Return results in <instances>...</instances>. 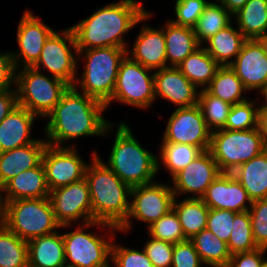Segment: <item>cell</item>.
<instances>
[{"instance_id":"6da1fadb","label":"cell","mask_w":267,"mask_h":267,"mask_svg":"<svg viewBox=\"0 0 267 267\" xmlns=\"http://www.w3.org/2000/svg\"><path fill=\"white\" fill-rule=\"evenodd\" d=\"M106 109L105 103L69 86L46 117L49 121L44 128L45 141L52 146L66 147L64 143L78 137L106 136L114 127L102 115Z\"/></svg>"},{"instance_id":"7a4b0ae2","label":"cell","mask_w":267,"mask_h":267,"mask_svg":"<svg viewBox=\"0 0 267 267\" xmlns=\"http://www.w3.org/2000/svg\"><path fill=\"white\" fill-rule=\"evenodd\" d=\"M143 6L137 0H120L107 4L80 20L71 26L77 50L101 47L128 49L124 34L153 15Z\"/></svg>"},{"instance_id":"3957f363","label":"cell","mask_w":267,"mask_h":267,"mask_svg":"<svg viewBox=\"0 0 267 267\" xmlns=\"http://www.w3.org/2000/svg\"><path fill=\"white\" fill-rule=\"evenodd\" d=\"M85 179L89 186L92 221L120 228L127 219L131 187L124 183L96 151L91 153Z\"/></svg>"},{"instance_id":"277c9868","label":"cell","mask_w":267,"mask_h":267,"mask_svg":"<svg viewBox=\"0 0 267 267\" xmlns=\"http://www.w3.org/2000/svg\"><path fill=\"white\" fill-rule=\"evenodd\" d=\"M117 126L105 164L131 188L154 182L158 175V156L142 147L127 123L121 121Z\"/></svg>"},{"instance_id":"5b68a950","label":"cell","mask_w":267,"mask_h":267,"mask_svg":"<svg viewBox=\"0 0 267 267\" xmlns=\"http://www.w3.org/2000/svg\"><path fill=\"white\" fill-rule=\"evenodd\" d=\"M127 50L119 47L77 50L78 57L82 60L84 58L86 62L80 78H76L73 86L80 87L84 94L106 104L112 98L119 65L127 55Z\"/></svg>"},{"instance_id":"8992f818","label":"cell","mask_w":267,"mask_h":267,"mask_svg":"<svg viewBox=\"0 0 267 267\" xmlns=\"http://www.w3.org/2000/svg\"><path fill=\"white\" fill-rule=\"evenodd\" d=\"M77 226L74 231L62 234L66 267H111V247L115 231H119V228L96 221ZM92 227L104 229L103 231L105 228L112 230L108 232V236L95 235L86 231Z\"/></svg>"},{"instance_id":"52a82bcc","label":"cell","mask_w":267,"mask_h":267,"mask_svg":"<svg viewBox=\"0 0 267 267\" xmlns=\"http://www.w3.org/2000/svg\"><path fill=\"white\" fill-rule=\"evenodd\" d=\"M266 149L267 142L260 126L242 131L218 129L211 133L209 151L221 173H232Z\"/></svg>"},{"instance_id":"ba28073f","label":"cell","mask_w":267,"mask_h":267,"mask_svg":"<svg viewBox=\"0 0 267 267\" xmlns=\"http://www.w3.org/2000/svg\"><path fill=\"white\" fill-rule=\"evenodd\" d=\"M4 225L25 241L52 234L61 227L49 197L4 202Z\"/></svg>"},{"instance_id":"9c48e42d","label":"cell","mask_w":267,"mask_h":267,"mask_svg":"<svg viewBox=\"0 0 267 267\" xmlns=\"http://www.w3.org/2000/svg\"><path fill=\"white\" fill-rule=\"evenodd\" d=\"M69 86L65 81L53 76L50 78L33 67L16 70L15 89L18 105L37 118H46Z\"/></svg>"},{"instance_id":"30bf717a","label":"cell","mask_w":267,"mask_h":267,"mask_svg":"<svg viewBox=\"0 0 267 267\" xmlns=\"http://www.w3.org/2000/svg\"><path fill=\"white\" fill-rule=\"evenodd\" d=\"M152 71L126 55L119 65L115 89L106 107L113 101L140 109L151 107L156 100Z\"/></svg>"},{"instance_id":"8fae6325","label":"cell","mask_w":267,"mask_h":267,"mask_svg":"<svg viewBox=\"0 0 267 267\" xmlns=\"http://www.w3.org/2000/svg\"><path fill=\"white\" fill-rule=\"evenodd\" d=\"M130 198L132 200L127 219L119 228V231L124 233L132 228V219L147 223V228L151 226L172 209L175 196L171 182L170 185L169 182H152L132 187Z\"/></svg>"},{"instance_id":"7c38bea8","label":"cell","mask_w":267,"mask_h":267,"mask_svg":"<svg viewBox=\"0 0 267 267\" xmlns=\"http://www.w3.org/2000/svg\"><path fill=\"white\" fill-rule=\"evenodd\" d=\"M78 64L76 41L73 31L69 27L61 32L54 31L48 37L39 59L32 67L39 71L43 67L53 77L73 86L78 75Z\"/></svg>"},{"instance_id":"4fadbf2b","label":"cell","mask_w":267,"mask_h":267,"mask_svg":"<svg viewBox=\"0 0 267 267\" xmlns=\"http://www.w3.org/2000/svg\"><path fill=\"white\" fill-rule=\"evenodd\" d=\"M55 219L60 228L72 226V222L78 224L92 221V205L90 200L89 186L85 178L53 189L49 192Z\"/></svg>"},{"instance_id":"5bb4252c","label":"cell","mask_w":267,"mask_h":267,"mask_svg":"<svg viewBox=\"0 0 267 267\" xmlns=\"http://www.w3.org/2000/svg\"><path fill=\"white\" fill-rule=\"evenodd\" d=\"M211 133L198 104L177 107L169 117L162 142L189 144L207 151L210 148Z\"/></svg>"},{"instance_id":"9a60e30c","label":"cell","mask_w":267,"mask_h":267,"mask_svg":"<svg viewBox=\"0 0 267 267\" xmlns=\"http://www.w3.org/2000/svg\"><path fill=\"white\" fill-rule=\"evenodd\" d=\"M76 148V144L66 147L47 144L42 164L49 191L85 178L88 163L84 162Z\"/></svg>"},{"instance_id":"2e32d148","label":"cell","mask_w":267,"mask_h":267,"mask_svg":"<svg viewBox=\"0 0 267 267\" xmlns=\"http://www.w3.org/2000/svg\"><path fill=\"white\" fill-rule=\"evenodd\" d=\"M54 31L37 15L24 11L16 33L19 50L10 51L16 70L32 67L37 62L45 42Z\"/></svg>"},{"instance_id":"e0dca14e","label":"cell","mask_w":267,"mask_h":267,"mask_svg":"<svg viewBox=\"0 0 267 267\" xmlns=\"http://www.w3.org/2000/svg\"><path fill=\"white\" fill-rule=\"evenodd\" d=\"M217 162L209 150L203 151L184 169L172 177L171 188L175 197L191 194L188 198H202L207 187L220 174ZM178 195V196H177Z\"/></svg>"},{"instance_id":"ac0fdd59","label":"cell","mask_w":267,"mask_h":267,"mask_svg":"<svg viewBox=\"0 0 267 267\" xmlns=\"http://www.w3.org/2000/svg\"><path fill=\"white\" fill-rule=\"evenodd\" d=\"M230 67L247 91L259 89L261 95L267 92V58L258 39H247Z\"/></svg>"},{"instance_id":"d6986e66","label":"cell","mask_w":267,"mask_h":267,"mask_svg":"<svg viewBox=\"0 0 267 267\" xmlns=\"http://www.w3.org/2000/svg\"><path fill=\"white\" fill-rule=\"evenodd\" d=\"M201 199L211 209L236 213L249 211L252 204L248 193L232 173H220Z\"/></svg>"},{"instance_id":"ffe728a7","label":"cell","mask_w":267,"mask_h":267,"mask_svg":"<svg viewBox=\"0 0 267 267\" xmlns=\"http://www.w3.org/2000/svg\"><path fill=\"white\" fill-rule=\"evenodd\" d=\"M155 98H163L178 106L198 104V88L177 67L168 66L154 71Z\"/></svg>"},{"instance_id":"44dd1931","label":"cell","mask_w":267,"mask_h":267,"mask_svg":"<svg viewBox=\"0 0 267 267\" xmlns=\"http://www.w3.org/2000/svg\"><path fill=\"white\" fill-rule=\"evenodd\" d=\"M127 55L133 61L151 70L165 68L166 44L163 29H156L144 23L133 47L127 50Z\"/></svg>"},{"instance_id":"7402d4cb","label":"cell","mask_w":267,"mask_h":267,"mask_svg":"<svg viewBox=\"0 0 267 267\" xmlns=\"http://www.w3.org/2000/svg\"><path fill=\"white\" fill-rule=\"evenodd\" d=\"M49 192L42 162L32 169L22 171L0 189L3 202L45 198L49 197Z\"/></svg>"},{"instance_id":"603a6c76","label":"cell","mask_w":267,"mask_h":267,"mask_svg":"<svg viewBox=\"0 0 267 267\" xmlns=\"http://www.w3.org/2000/svg\"><path fill=\"white\" fill-rule=\"evenodd\" d=\"M36 117L20 105L12 110L0 123V151L35 143L38 138L31 139V130Z\"/></svg>"},{"instance_id":"cb8c5ba5","label":"cell","mask_w":267,"mask_h":267,"mask_svg":"<svg viewBox=\"0 0 267 267\" xmlns=\"http://www.w3.org/2000/svg\"><path fill=\"white\" fill-rule=\"evenodd\" d=\"M47 144L45 140L38 138L35 143L1 152L0 189L22 171L38 166Z\"/></svg>"},{"instance_id":"d4e9b609","label":"cell","mask_w":267,"mask_h":267,"mask_svg":"<svg viewBox=\"0 0 267 267\" xmlns=\"http://www.w3.org/2000/svg\"><path fill=\"white\" fill-rule=\"evenodd\" d=\"M29 267H66L63 235L59 231L27 241Z\"/></svg>"},{"instance_id":"484cf974","label":"cell","mask_w":267,"mask_h":267,"mask_svg":"<svg viewBox=\"0 0 267 267\" xmlns=\"http://www.w3.org/2000/svg\"><path fill=\"white\" fill-rule=\"evenodd\" d=\"M162 29L166 44V67H177L201 46L192 27L175 25L167 20Z\"/></svg>"},{"instance_id":"4316f807","label":"cell","mask_w":267,"mask_h":267,"mask_svg":"<svg viewBox=\"0 0 267 267\" xmlns=\"http://www.w3.org/2000/svg\"><path fill=\"white\" fill-rule=\"evenodd\" d=\"M232 174L253 201L267 199V149L239 166Z\"/></svg>"},{"instance_id":"83f0119b","label":"cell","mask_w":267,"mask_h":267,"mask_svg":"<svg viewBox=\"0 0 267 267\" xmlns=\"http://www.w3.org/2000/svg\"><path fill=\"white\" fill-rule=\"evenodd\" d=\"M246 40L244 35L231 23L208 39L205 42L208 46L204 45L203 47L220 66H230Z\"/></svg>"},{"instance_id":"f1b7e54d","label":"cell","mask_w":267,"mask_h":267,"mask_svg":"<svg viewBox=\"0 0 267 267\" xmlns=\"http://www.w3.org/2000/svg\"><path fill=\"white\" fill-rule=\"evenodd\" d=\"M174 198L172 209L176 212L186 239H191L207 227L209 207L201 198Z\"/></svg>"},{"instance_id":"f546056e","label":"cell","mask_w":267,"mask_h":267,"mask_svg":"<svg viewBox=\"0 0 267 267\" xmlns=\"http://www.w3.org/2000/svg\"><path fill=\"white\" fill-rule=\"evenodd\" d=\"M233 16L237 29L246 39L255 40L267 35V0H248Z\"/></svg>"},{"instance_id":"4dcf8cb0","label":"cell","mask_w":267,"mask_h":267,"mask_svg":"<svg viewBox=\"0 0 267 267\" xmlns=\"http://www.w3.org/2000/svg\"><path fill=\"white\" fill-rule=\"evenodd\" d=\"M219 67L202 45L177 66L198 89H205L210 84Z\"/></svg>"},{"instance_id":"1f68e13d","label":"cell","mask_w":267,"mask_h":267,"mask_svg":"<svg viewBox=\"0 0 267 267\" xmlns=\"http://www.w3.org/2000/svg\"><path fill=\"white\" fill-rule=\"evenodd\" d=\"M199 254L202 262L211 267H227L231 254L227 243L220 240L210 230L203 229L189 239Z\"/></svg>"},{"instance_id":"d6a6232c","label":"cell","mask_w":267,"mask_h":267,"mask_svg":"<svg viewBox=\"0 0 267 267\" xmlns=\"http://www.w3.org/2000/svg\"><path fill=\"white\" fill-rule=\"evenodd\" d=\"M205 89L211 95L229 102L231 105L248 100L247 97H243L247 90L230 66H220L215 77Z\"/></svg>"},{"instance_id":"836d02e7","label":"cell","mask_w":267,"mask_h":267,"mask_svg":"<svg viewBox=\"0 0 267 267\" xmlns=\"http://www.w3.org/2000/svg\"><path fill=\"white\" fill-rule=\"evenodd\" d=\"M231 17L233 15L220 2L210 1L193 27L198 43L203 45L218 31L230 25Z\"/></svg>"},{"instance_id":"e575fe53","label":"cell","mask_w":267,"mask_h":267,"mask_svg":"<svg viewBox=\"0 0 267 267\" xmlns=\"http://www.w3.org/2000/svg\"><path fill=\"white\" fill-rule=\"evenodd\" d=\"M159 150L158 173L161 167H164L170 173V178L203 152L199 147L172 142H162Z\"/></svg>"},{"instance_id":"d590c367","label":"cell","mask_w":267,"mask_h":267,"mask_svg":"<svg viewBox=\"0 0 267 267\" xmlns=\"http://www.w3.org/2000/svg\"><path fill=\"white\" fill-rule=\"evenodd\" d=\"M0 267H29L27 241L5 225L0 228Z\"/></svg>"},{"instance_id":"8d00e7d4","label":"cell","mask_w":267,"mask_h":267,"mask_svg":"<svg viewBox=\"0 0 267 267\" xmlns=\"http://www.w3.org/2000/svg\"><path fill=\"white\" fill-rule=\"evenodd\" d=\"M198 105L202 111L207 127L211 131L223 129L226 126L228 113L231 109L229 102L211 95L206 89H199Z\"/></svg>"},{"instance_id":"74e56055","label":"cell","mask_w":267,"mask_h":267,"mask_svg":"<svg viewBox=\"0 0 267 267\" xmlns=\"http://www.w3.org/2000/svg\"><path fill=\"white\" fill-rule=\"evenodd\" d=\"M227 246L231 255L250 252L259 248L253 237L249 211L240 212L234 216Z\"/></svg>"},{"instance_id":"f35d334b","label":"cell","mask_w":267,"mask_h":267,"mask_svg":"<svg viewBox=\"0 0 267 267\" xmlns=\"http://www.w3.org/2000/svg\"><path fill=\"white\" fill-rule=\"evenodd\" d=\"M254 101L234 104L228 113L226 126L223 129L242 131L260 126V105Z\"/></svg>"},{"instance_id":"ab89813d","label":"cell","mask_w":267,"mask_h":267,"mask_svg":"<svg viewBox=\"0 0 267 267\" xmlns=\"http://www.w3.org/2000/svg\"><path fill=\"white\" fill-rule=\"evenodd\" d=\"M147 234L149 237L172 244L187 240L182 231L178 216L173 209L149 226Z\"/></svg>"},{"instance_id":"60d3db41","label":"cell","mask_w":267,"mask_h":267,"mask_svg":"<svg viewBox=\"0 0 267 267\" xmlns=\"http://www.w3.org/2000/svg\"><path fill=\"white\" fill-rule=\"evenodd\" d=\"M209 2V0H176L174 3L176 19L170 21L175 25L193 28Z\"/></svg>"},{"instance_id":"b9f144b4","label":"cell","mask_w":267,"mask_h":267,"mask_svg":"<svg viewBox=\"0 0 267 267\" xmlns=\"http://www.w3.org/2000/svg\"><path fill=\"white\" fill-rule=\"evenodd\" d=\"M111 262L115 267H154L143 248L140 251L133 247L118 246L114 241L111 247Z\"/></svg>"},{"instance_id":"7bdbcfd3","label":"cell","mask_w":267,"mask_h":267,"mask_svg":"<svg viewBox=\"0 0 267 267\" xmlns=\"http://www.w3.org/2000/svg\"><path fill=\"white\" fill-rule=\"evenodd\" d=\"M250 206L254 240L259 248L267 249V199L253 201Z\"/></svg>"},{"instance_id":"ee69618b","label":"cell","mask_w":267,"mask_h":267,"mask_svg":"<svg viewBox=\"0 0 267 267\" xmlns=\"http://www.w3.org/2000/svg\"><path fill=\"white\" fill-rule=\"evenodd\" d=\"M236 212L225 209H211L207 216V229L220 240L228 243Z\"/></svg>"},{"instance_id":"f6af8a7d","label":"cell","mask_w":267,"mask_h":267,"mask_svg":"<svg viewBox=\"0 0 267 267\" xmlns=\"http://www.w3.org/2000/svg\"><path fill=\"white\" fill-rule=\"evenodd\" d=\"M174 244L150 238L144 244V251L154 267H171Z\"/></svg>"},{"instance_id":"bcb514c9","label":"cell","mask_w":267,"mask_h":267,"mask_svg":"<svg viewBox=\"0 0 267 267\" xmlns=\"http://www.w3.org/2000/svg\"><path fill=\"white\" fill-rule=\"evenodd\" d=\"M202 264L204 263L189 239L174 244L171 267H202Z\"/></svg>"},{"instance_id":"7dc6e473","label":"cell","mask_w":267,"mask_h":267,"mask_svg":"<svg viewBox=\"0 0 267 267\" xmlns=\"http://www.w3.org/2000/svg\"><path fill=\"white\" fill-rule=\"evenodd\" d=\"M16 68L9 51L0 52V93L16 90ZM14 86L11 87V86Z\"/></svg>"},{"instance_id":"c3c4849f","label":"cell","mask_w":267,"mask_h":267,"mask_svg":"<svg viewBox=\"0 0 267 267\" xmlns=\"http://www.w3.org/2000/svg\"><path fill=\"white\" fill-rule=\"evenodd\" d=\"M267 249L257 248L250 252H243L231 255L227 267H260L266 258Z\"/></svg>"},{"instance_id":"681fc988","label":"cell","mask_w":267,"mask_h":267,"mask_svg":"<svg viewBox=\"0 0 267 267\" xmlns=\"http://www.w3.org/2000/svg\"><path fill=\"white\" fill-rule=\"evenodd\" d=\"M18 106L16 90L0 93V123L4 118Z\"/></svg>"},{"instance_id":"f907efd6","label":"cell","mask_w":267,"mask_h":267,"mask_svg":"<svg viewBox=\"0 0 267 267\" xmlns=\"http://www.w3.org/2000/svg\"><path fill=\"white\" fill-rule=\"evenodd\" d=\"M248 0H217L220 2L232 15L237 13Z\"/></svg>"},{"instance_id":"816d5d0a","label":"cell","mask_w":267,"mask_h":267,"mask_svg":"<svg viewBox=\"0 0 267 267\" xmlns=\"http://www.w3.org/2000/svg\"><path fill=\"white\" fill-rule=\"evenodd\" d=\"M262 97L264 101H261L262 105L260 104V127L267 142V98L264 95Z\"/></svg>"},{"instance_id":"f5cc1de1","label":"cell","mask_w":267,"mask_h":267,"mask_svg":"<svg viewBox=\"0 0 267 267\" xmlns=\"http://www.w3.org/2000/svg\"><path fill=\"white\" fill-rule=\"evenodd\" d=\"M0 193V228L4 225V202Z\"/></svg>"},{"instance_id":"db71d44e","label":"cell","mask_w":267,"mask_h":267,"mask_svg":"<svg viewBox=\"0 0 267 267\" xmlns=\"http://www.w3.org/2000/svg\"><path fill=\"white\" fill-rule=\"evenodd\" d=\"M258 40L262 43L265 52V57L267 58V35L262 38H259Z\"/></svg>"},{"instance_id":"11a10c76","label":"cell","mask_w":267,"mask_h":267,"mask_svg":"<svg viewBox=\"0 0 267 267\" xmlns=\"http://www.w3.org/2000/svg\"><path fill=\"white\" fill-rule=\"evenodd\" d=\"M260 267H267V257L263 260Z\"/></svg>"}]
</instances>
